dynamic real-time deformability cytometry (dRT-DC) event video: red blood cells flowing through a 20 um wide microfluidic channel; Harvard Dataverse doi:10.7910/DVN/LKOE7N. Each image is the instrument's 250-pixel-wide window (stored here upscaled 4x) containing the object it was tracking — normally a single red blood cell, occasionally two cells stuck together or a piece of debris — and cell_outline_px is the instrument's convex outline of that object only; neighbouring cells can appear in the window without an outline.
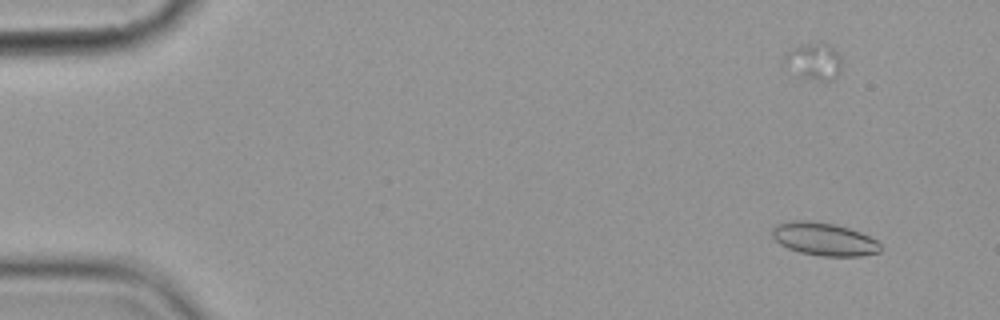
{"species": "common noctule bat (a hibernating species)", "species_latin": "Nyctalus noctula", "temperature_condition": "cold", "stored_images_in_passage": 10, "camera_frame_rate_fps": 3000, "um_per_image_px": 0.085, "animal": {"sex": "female", "body_mass_g": 19.9}, "frame": {"image": 1, "passage_image": 2, "time_ms": 1.333, "image_size_px": [1000, 320], "cell_outline_px": [[880, 252], [860, 256], [820, 256], [800, 252], [788, 248], [780, 244], [772, 236], [772, 228], [776, 224], [792, 220], [812, 220], [836, 224], [860, 232], [876, 240], [880, 244]], "centroid_in_image_um": [70.02, 20.31], "position_along_channel_um": 15.0, "area_um2": 20.87}}
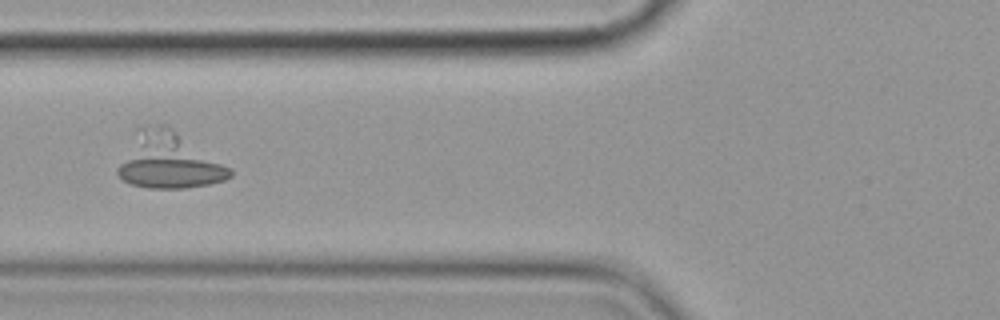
{"frame": {"image": 2, "passage_image": 7, "time_ms": 7.333, "image_size_px": [1000, 320], "cell_outline_px": [[232, 176], [224, 180], [208, 184], [184, 188], [148, 188], [132, 184], [124, 180], [116, 172], [116, 168], [160, 124], [168, 124], [232, 168]], "centroid_in_image_um": [14.59, 13.81], "position_along_channel_um": 111.2, "area_um2": 33.58}}
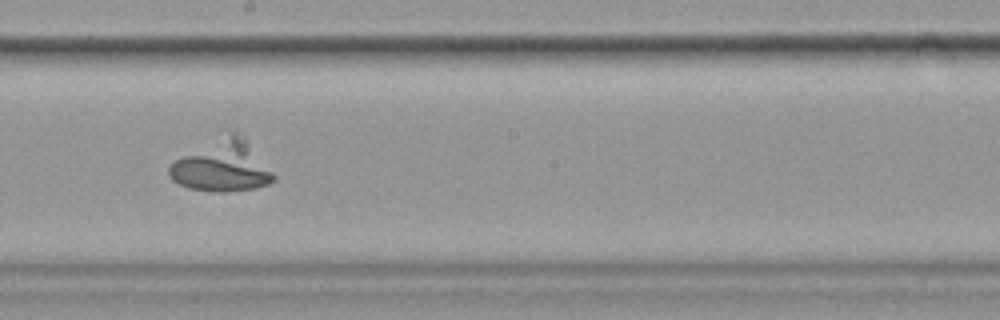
{"frame": {"image": 3, "passage_image": 10, "time_ms": 10.667, "image_size_px": [1000, 320], "cell_outline_px": [[276, 180], [268, 184], [256, 188], [224, 192], [220, 192], [188, 188], [172, 180], [168, 176], [168, 168], [176, 160], [220, 128], [236, 128], [244, 136], [276, 176]], "centroid_in_image_um": [18.87, 13.99], "position_along_channel_um": 229.3, "area_um2": 32.71}}